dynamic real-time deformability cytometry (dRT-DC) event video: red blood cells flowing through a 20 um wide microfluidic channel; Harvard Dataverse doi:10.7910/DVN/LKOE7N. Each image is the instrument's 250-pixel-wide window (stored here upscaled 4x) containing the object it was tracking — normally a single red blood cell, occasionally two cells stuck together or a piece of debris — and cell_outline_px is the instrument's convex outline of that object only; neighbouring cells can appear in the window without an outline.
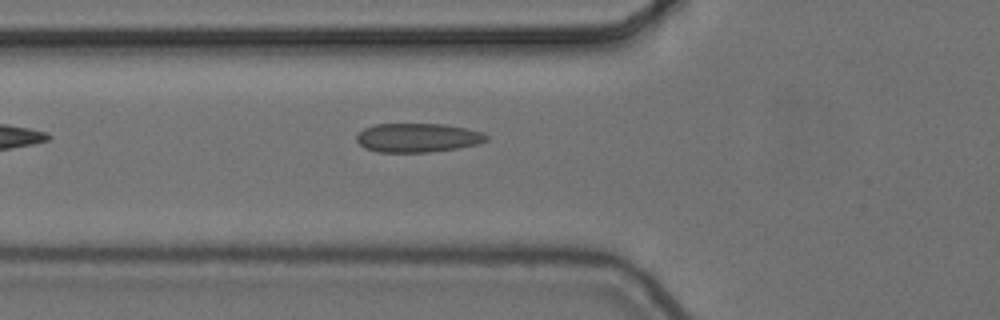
{"species": "common noctule bat (a hibernating species)", "species_latin": "Nyctalus noctula", "temperature_condition": "cold", "stored_images_in_passage": 5, "camera_frame_rate_fps": 3000, "um_per_image_px": 0.085, "animal": {"sex": "female", "body_mass_g": 24.6, "forearm_length_mm": 56.2}, "frame": {"image": 1, "passage_image": 5, "time_ms": 1.333, "image_size_px": [1000, 320], "cell_outline_px": [[488, 140], [476, 144], [460, 148], [428, 152], [376, 152], [364, 148], [356, 140], [356, 136], [364, 128], [376, 124], [444, 124], [468, 128], [484, 132], [488, 136]], "centroid_in_image_um": [35.52, 11.7], "position_along_channel_um": 90.3, "area_um2": 22.08}}